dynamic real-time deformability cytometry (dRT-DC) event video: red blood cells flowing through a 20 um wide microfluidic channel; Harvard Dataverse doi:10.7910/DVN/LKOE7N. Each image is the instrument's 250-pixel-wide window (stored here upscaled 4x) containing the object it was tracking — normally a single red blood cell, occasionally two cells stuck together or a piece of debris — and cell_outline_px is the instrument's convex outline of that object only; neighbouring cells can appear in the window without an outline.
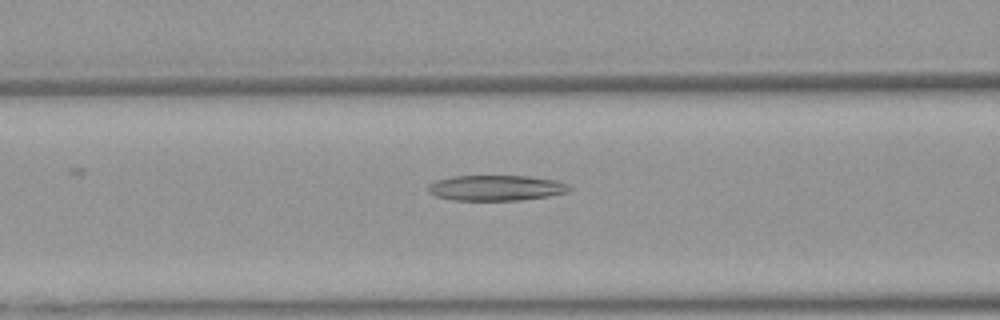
{"species": "Egyptian fruit bat (a non-hibernating species)", "species_latin": "Rousettus aegyptiacus", "temperature_condition": "warm", "stored_images_in_passage": 53, "segment_of_instrument_passage": [1, 2], "camera_frame_rate_fps": 3000, "um_per_image_px": 0.085, "animal": {"sex": "female"}, "frame": {"image": 1, "passage_image": 22, "time_ms": 7.0, "image_size_px": [1000, 320], "cell_outline_px": [[572, 188], [568, 192], [548, 196], [520, 200], [456, 200], [436, 196], [428, 192], [428, 184], [440, 180], [456, 176], [528, 176], [556, 180], [568, 184]], "centroid_in_image_um": [42.21, 15.97], "position_along_channel_um": 124.4, "area_um2": 20.81}}
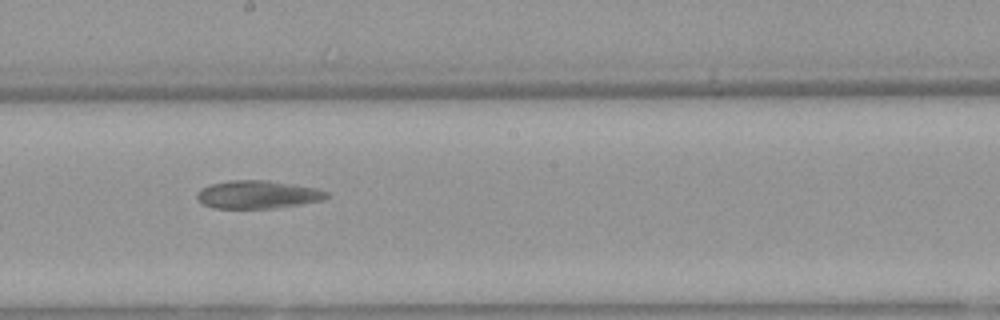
{"frame": {"image": 2, "passage_image": 30, "time_ms": 9.667, "image_size_px": [1000, 320], "cell_outline_px": [[332, 196], [324, 200], [276, 208], [212, 208], [204, 204], [196, 196], [196, 192], [200, 188], [212, 184], [228, 180], [268, 180], [316, 188], [328, 192]], "centroid_in_image_um": [21.93, 16.53], "position_along_channel_um": 226.3, "area_um2": 21.27}}
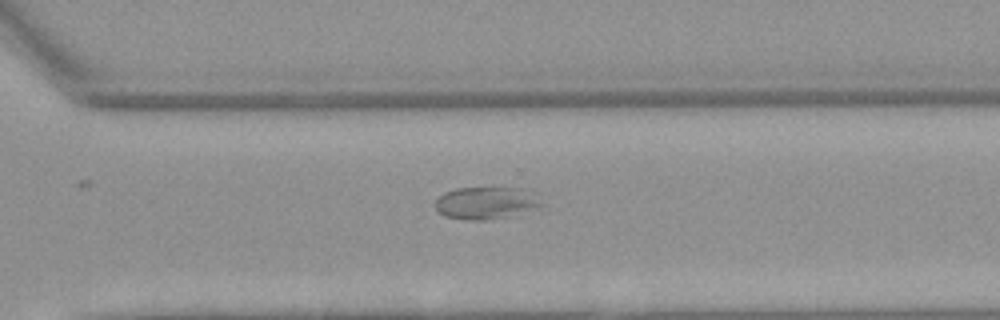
{"frame": {"image": 3, "passage_image": 38, "time_ms": 12.333, "image_size_px": [1000, 320], "cell_outline_px": [[544, 204], [532, 208], [504, 216], [488, 220], [468, 220], [444, 216], [436, 208], [436, 200], [444, 192], [456, 188], [492, 184], [520, 188]], "centroid_in_image_um": [41.2, 17.18], "position_along_channel_um": 329.4, "area_um2": 20.0}}